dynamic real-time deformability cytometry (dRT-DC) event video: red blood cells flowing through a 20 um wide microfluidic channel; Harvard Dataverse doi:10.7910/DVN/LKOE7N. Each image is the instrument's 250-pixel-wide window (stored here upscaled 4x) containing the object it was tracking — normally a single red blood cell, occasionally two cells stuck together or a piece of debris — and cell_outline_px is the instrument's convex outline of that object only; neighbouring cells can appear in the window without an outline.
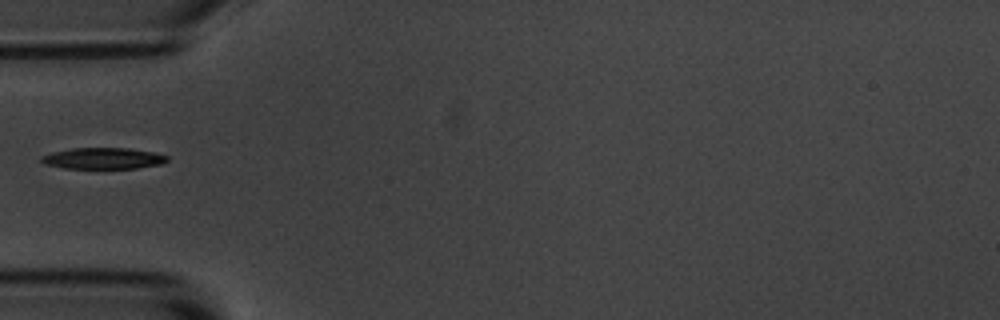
{"species": "common noctule bat (a hibernating species)", "species_latin": "Nyctalus noctula", "temperature_condition": "room temperature", "stored_images_in_passage": 17, "camera_frame_rate_fps": 3000, "um_per_image_px": 0.085, "animal": {"sex": "male", "body_mass_g": 20.1, "forearm_length_mm": 53.5}, "frame": {"image": 1, "passage_image": 1, "time_ms": 0.0, "image_size_px": [1000, 320], "cell_outline_px": [[168, 160], [160, 164], [136, 168], [64, 168], [44, 164], [40, 160], [40, 156], [52, 152], [72, 148], [128, 148], [152, 152], [168, 156]], "centroid_in_image_um": [8.72, 13.46], "position_along_channel_um": 76.3, "area_um2": 15.49}}
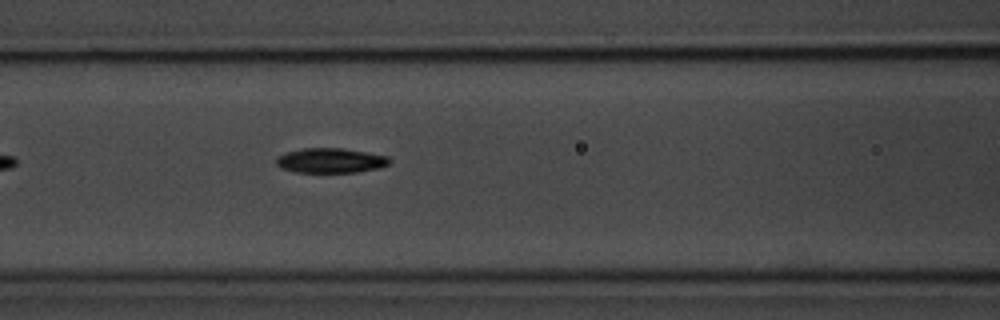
{"frame": {"image": 2, "passage_image": 6, "time_ms": 1.667, "image_size_px": [1000, 320], "cell_outline_px": [[392, 160], [388, 164], [380, 168], [356, 172], [296, 172], [280, 168], [276, 164], [276, 156], [284, 152], [304, 148], [344, 148], [388, 156]], "centroid_in_image_um": [28.08, 13.64], "position_along_channel_um": 138.5, "area_um2": 16.53}}
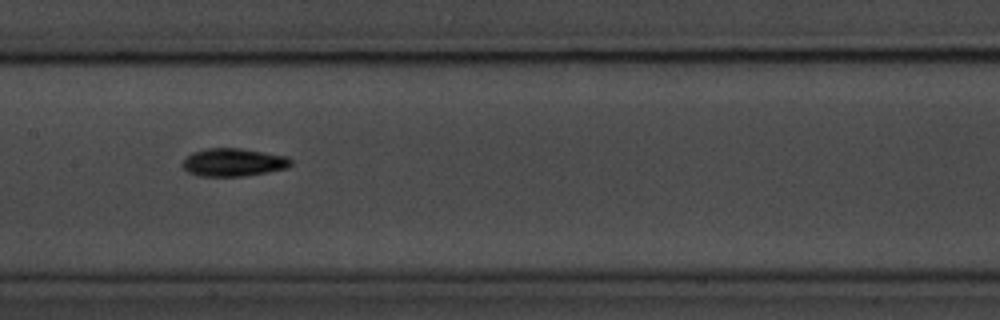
{"frame": {"image": 3, "passage_image": 10, "time_ms": 3.0, "image_size_px": [1000, 320], "cell_outline_px": [[292, 164], [288, 168], [268, 172], [244, 176], [200, 176], [188, 172], [180, 164], [192, 152], [208, 148], [240, 148], [288, 156], [292, 160]], "centroid_in_image_um": [19.86, 13.8], "position_along_channel_um": 187.5, "area_um2": 17.74}}